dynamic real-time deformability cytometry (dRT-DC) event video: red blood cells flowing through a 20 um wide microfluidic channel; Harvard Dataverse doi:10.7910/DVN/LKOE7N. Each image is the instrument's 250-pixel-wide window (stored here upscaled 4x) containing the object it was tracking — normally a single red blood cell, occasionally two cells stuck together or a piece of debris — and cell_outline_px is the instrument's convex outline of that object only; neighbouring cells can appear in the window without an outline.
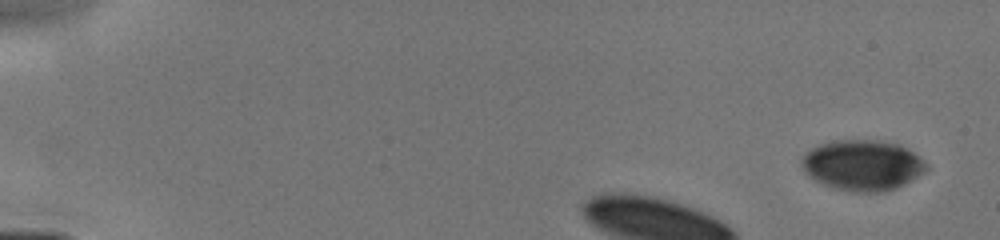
{"species": "human", "species_latin": "Homo sapiens", "temperature_condition": "cold", "stored_images_in_passage": 30, "camera_frame_rate_fps": 3000, "um_per_image_px": 0.085, "donor": {"sex": "male"}, "frame": {"image": 1, "passage_image": 1, "time_ms": 0.0, "image_size_px": [1000, 240], "cell_outline_px": [[928, 168], [924, 172], [904, 184], [896, 188], [884, 192], [848, 192], [824, 184], [808, 176], [804, 172], [800, 164], [800, 160], [804, 152], [820, 144], [832, 140], [880, 140], [900, 144], [908, 148], [920, 156], [928, 164]], "centroid_in_image_um": [73.31, 14.03], "position_along_channel_um": 11.7, "area_um2": 37.22}}
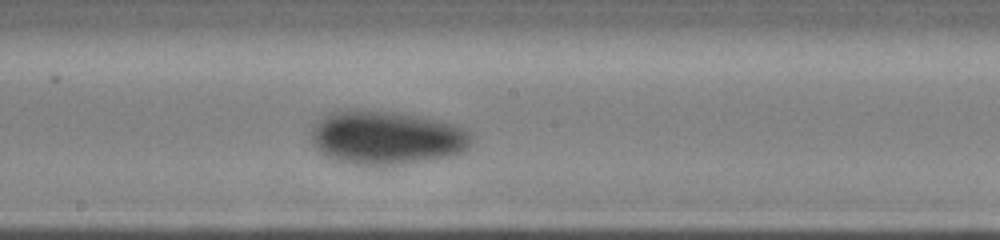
{"frame": {"image": 2, "passage_image": 14, "time_ms": 6.333, "image_size_px": [1000, 240], "cell_outline_px": [[472, 144], [464, 152], [452, 156], [432, 160], [404, 164], [352, 164], [336, 160], [320, 152], [312, 144], [308, 132], [312, 124], [316, 120], [328, 112], [340, 108], [360, 108], [392, 112], [416, 116], [464, 128], [468, 132]], "centroid_in_image_um": [32.74, 11.68], "position_along_channel_um": 215.5, "area_um2": 50.75}}
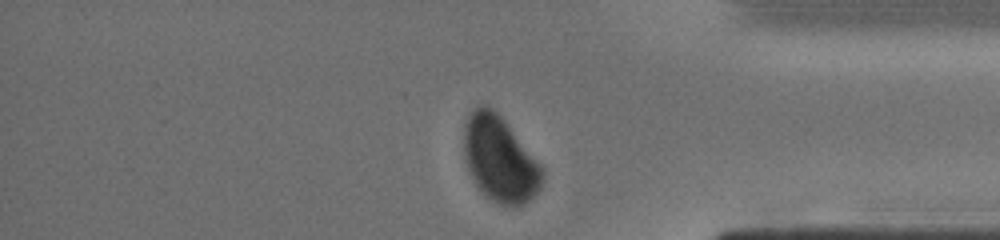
{"frame": {"image": 3, "passage_image": 28, "time_ms": 10.667, "image_size_px": [1000, 240], "cell_outline_px": [[544, 176], [540, 188], [524, 204], [516, 208], [512, 208], [500, 204], [492, 200], [480, 192], [468, 172], [464, 156], [464, 124], [472, 108], [476, 104], [484, 104], [492, 108], [508, 124], [544, 168]], "centroid_in_image_um": [42.47, 13.53], "position_along_channel_um": 392.7, "area_um2": 39.59}}